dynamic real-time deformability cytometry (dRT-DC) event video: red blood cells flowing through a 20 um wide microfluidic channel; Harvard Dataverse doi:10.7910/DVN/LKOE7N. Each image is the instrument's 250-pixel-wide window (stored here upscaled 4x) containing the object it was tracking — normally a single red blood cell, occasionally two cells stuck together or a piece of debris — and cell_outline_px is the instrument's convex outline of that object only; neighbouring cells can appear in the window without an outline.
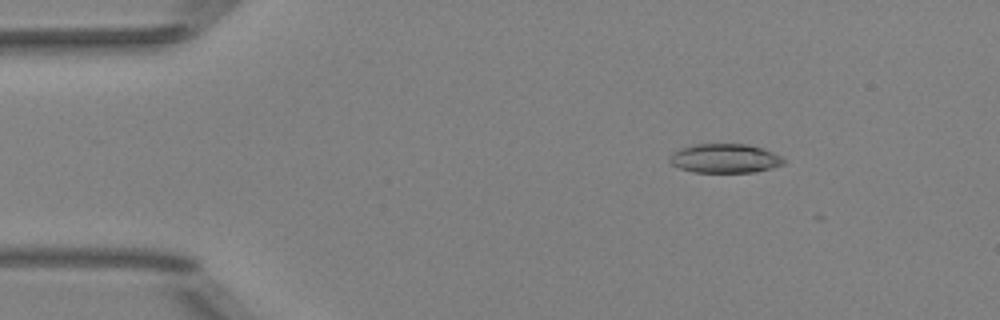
{"species": "Egyptian fruit bat (a non-hibernating species)", "species_latin": "Rousettus aegyptiacus", "temperature_condition": "room temperature", "stored_images_in_passage": 7, "camera_frame_rate_fps": 3000, "um_per_image_px": 0.085, "animal": {"sex": "female"}, "frame": {"image": 1, "passage_image": 3, "time_ms": 0.667, "image_size_px": [1000, 320], "cell_outline_px": [[788, 160], [784, 164], [772, 168], [756, 172], [692, 172], [680, 168], [672, 164], [668, 160], [668, 156], [672, 152], [680, 148], [692, 144], [748, 144], [764, 148]], "centroid_in_image_um": [61.61, 13.46], "position_along_channel_um": 23.4, "area_um2": 19.65}}